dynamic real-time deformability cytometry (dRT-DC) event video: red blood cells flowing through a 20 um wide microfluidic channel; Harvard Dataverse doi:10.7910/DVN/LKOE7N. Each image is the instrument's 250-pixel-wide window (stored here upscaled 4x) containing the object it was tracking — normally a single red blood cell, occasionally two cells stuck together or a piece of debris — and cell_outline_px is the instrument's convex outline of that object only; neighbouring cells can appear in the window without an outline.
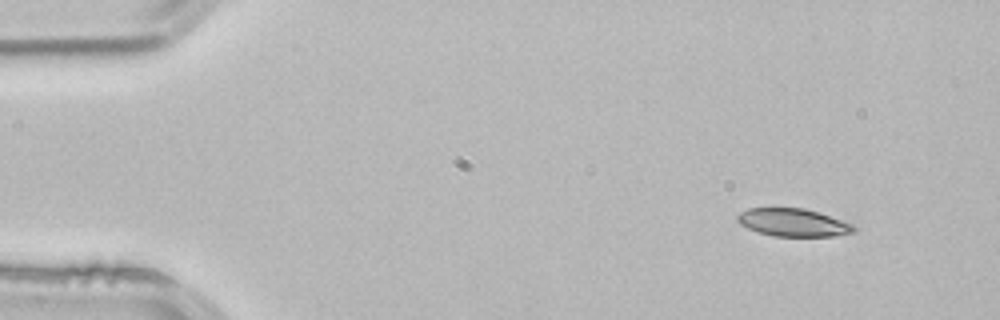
{"species": "common noctule bat (a hibernating species)", "species_latin": "Nyctalus noctula", "temperature_condition": "room temperature", "stored_images_in_passage": 4, "camera_frame_rate_fps": 3000, "um_per_image_px": 0.085, "animal": {"sex": "male", "body_mass_g": 21.5, "forearm_length_mm": 52.0}, "frame": {"image": 1, "passage_image": 2, "time_ms": 0.333, "image_size_px": [1000, 320], "cell_outline_px": [[856, 232], [836, 236], [776, 236], [760, 232], [748, 228], [740, 224], [736, 220], [736, 216], [740, 212], [748, 208], [804, 208], [852, 224], [856, 228]], "centroid_in_image_um": [67.4, 18.91], "position_along_channel_um": 17.6, "area_um2": 18.67}}